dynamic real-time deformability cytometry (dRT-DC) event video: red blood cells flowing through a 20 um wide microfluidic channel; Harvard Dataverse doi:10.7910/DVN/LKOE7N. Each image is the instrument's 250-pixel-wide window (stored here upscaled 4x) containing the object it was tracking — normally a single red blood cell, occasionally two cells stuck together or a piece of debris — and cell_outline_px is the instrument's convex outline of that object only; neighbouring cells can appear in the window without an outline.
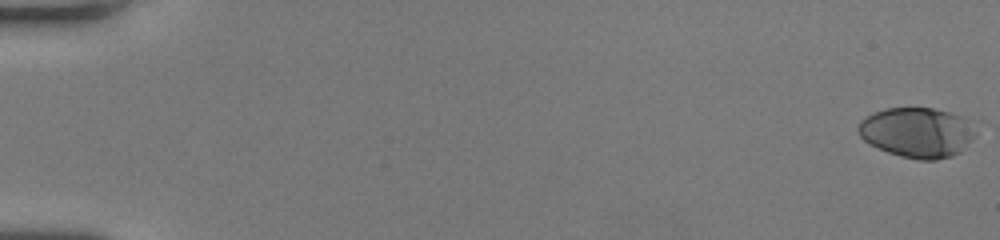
{"species": "human", "species_latin": "Homo sapiens", "temperature_condition": "room temperature", "stored_images_in_passage": 53, "camera_frame_rate_fps": 3000, "um_per_image_px": 0.085, "donor": {"sex": "female"}, "frame": {"image": 1, "passage_image": 1, "time_ms": 0.0, "image_size_px": [1000, 240], "cell_outline_px": [[980, 120], [976, 136], [960, 152], [952, 156], [936, 160], [920, 160], [900, 156], [888, 152], [868, 144], [860, 136], [856, 128], [860, 120], [884, 108], [932, 108], [952, 112]], "centroid_in_image_um": [78.07, 11.24], "position_along_channel_um": 6.9, "area_um2": 35.32}}
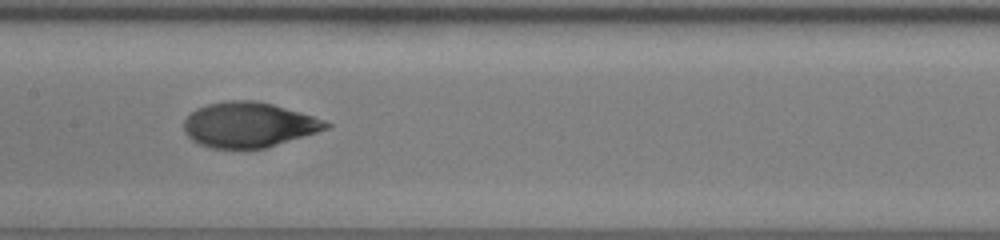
{"frame": {"image": 2, "passage_image": 29, "time_ms": 9.333, "image_size_px": [1000, 240], "cell_outline_px": [[332, 124], [328, 128], [316, 132], [264, 148], [212, 148], [200, 144], [192, 140], [184, 132], [184, 120], [196, 108], [208, 104], [228, 100], [256, 100], [272, 104], [312, 116], [324, 120]], "centroid_in_image_um": [21.11, 10.6], "position_along_channel_um": 186.3, "area_um2": 36.93}}
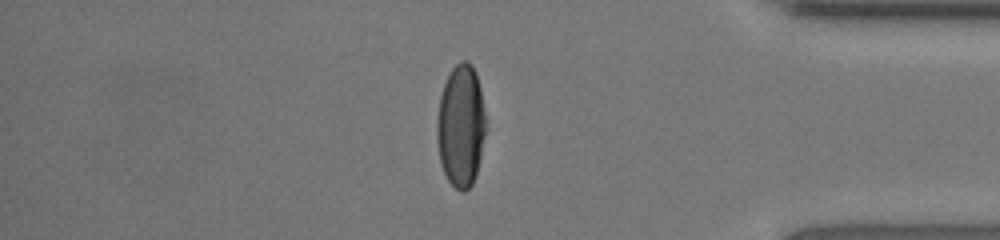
{"frame": {"image": 3, "passage_image": 46, "time_ms": 15.0, "image_size_px": [1000, 240], "cell_outline_px": [[488, 128], [476, 176], [472, 184], [464, 192], [460, 192], [448, 180], [440, 164], [436, 136], [436, 124], [440, 96], [444, 84], [452, 68], [460, 60], [468, 60], [472, 64], [476, 72], [480, 88]], "centroid_in_image_um": [39.2, 10.7], "position_along_channel_um": 396.0, "area_um2": 35.55}}